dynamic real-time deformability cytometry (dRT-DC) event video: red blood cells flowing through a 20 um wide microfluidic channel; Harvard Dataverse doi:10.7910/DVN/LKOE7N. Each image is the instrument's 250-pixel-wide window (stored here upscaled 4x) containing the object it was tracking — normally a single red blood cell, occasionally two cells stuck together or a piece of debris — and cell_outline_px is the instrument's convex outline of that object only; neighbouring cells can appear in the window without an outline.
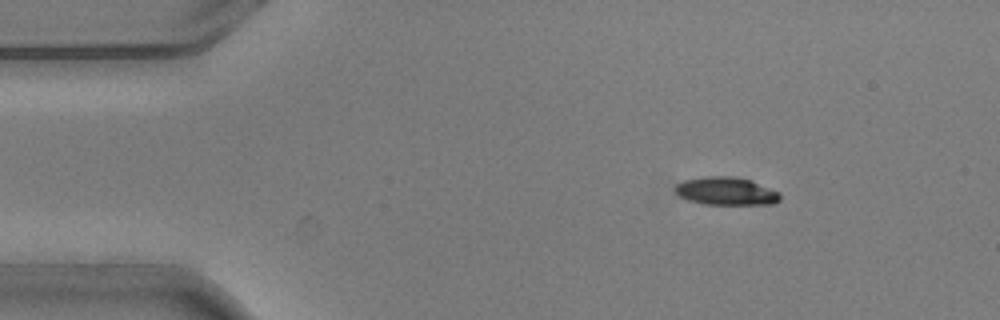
{"species": "common noctule bat (a hibernating species)", "species_latin": "Nyctalus noctula", "temperature_condition": "warm", "stored_images_in_passage": 4, "camera_frame_rate_fps": 3000, "um_per_image_px": 0.085, "animal": {"sex": "male", "body_mass_g": 20.5, "forearm_length_mm": 52.5}, "frame": {"image": 1, "passage_image": 2, "time_ms": 0.333, "image_size_px": [1000, 320], "cell_outline_px": [[780, 200], [776, 204], [704, 204], [688, 200], [680, 196], [676, 192], [676, 184], [684, 180], [704, 176], [732, 176], [752, 180], [780, 192]], "centroid_in_image_um": [61.76, 16.24], "position_along_channel_um": 23.2, "area_um2": 17.17}}